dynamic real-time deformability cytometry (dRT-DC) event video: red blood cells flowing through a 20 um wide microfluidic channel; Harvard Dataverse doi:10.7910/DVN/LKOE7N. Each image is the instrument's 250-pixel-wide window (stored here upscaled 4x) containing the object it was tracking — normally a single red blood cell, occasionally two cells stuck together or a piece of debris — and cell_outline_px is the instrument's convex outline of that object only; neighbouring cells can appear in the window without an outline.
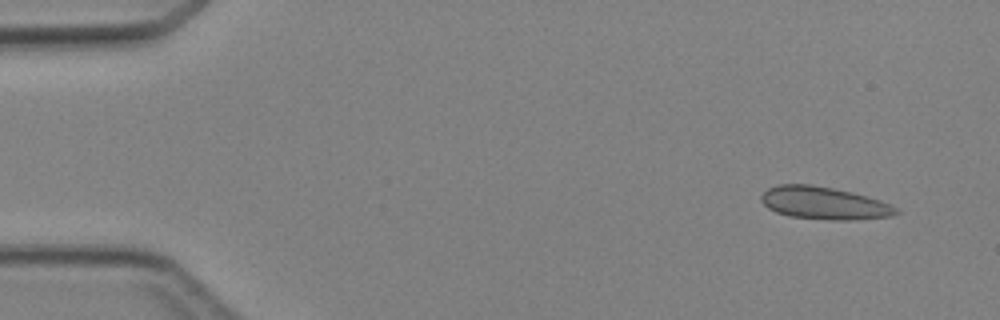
{"species": "Egyptian fruit bat (a non-hibernating species)", "species_latin": "Rousettus aegyptiacus", "temperature_condition": "cold", "stored_images_in_passage": 4, "camera_frame_rate_fps": 3000, "um_per_image_px": 0.085, "animal": {"sex": "female"}, "frame": {"image": 1, "passage_image": 1, "time_ms": 0.0, "image_size_px": [1000, 320], "cell_outline_px": [[900, 212], [892, 216], [848, 220], [832, 220], [788, 216], [776, 212], [768, 208], [760, 200], [760, 196], [768, 188], [776, 184], [812, 184], [852, 192], [880, 200], [896, 208]], "centroid_in_image_um": [70.0, 17.26], "position_along_channel_um": 15.0, "area_um2": 25.55}}